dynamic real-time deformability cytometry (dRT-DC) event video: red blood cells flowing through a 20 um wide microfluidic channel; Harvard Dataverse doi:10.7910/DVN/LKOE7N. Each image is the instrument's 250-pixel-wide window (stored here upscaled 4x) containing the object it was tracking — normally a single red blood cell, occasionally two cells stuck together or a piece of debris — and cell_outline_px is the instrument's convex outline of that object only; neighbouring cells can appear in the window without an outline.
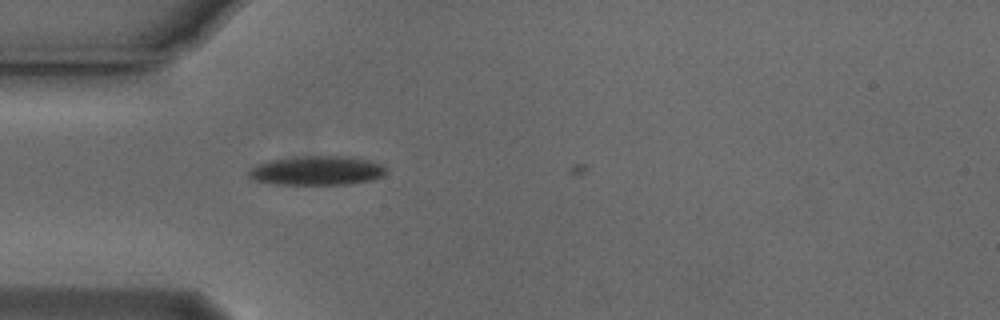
{"species": "Egyptian fruit bat (a non-hibernating species)", "species_latin": "Rousettus aegyptiacus", "temperature_condition": "cold", "stored_images_in_passage": 7, "camera_frame_rate_fps": 3000, "um_per_image_px": 0.085, "animal": {"sex": "male"}, "frame": {"image": 1, "passage_image": 6, "time_ms": 1.667, "image_size_px": [1000, 320], "cell_outline_px": [[388, 172], [372, 180], [348, 184], [276, 184], [256, 180], [248, 176], [248, 172], [252, 168], [268, 160], [296, 156], [344, 156], [368, 160], [380, 164], [388, 168]], "centroid_in_image_um": [26.96, 14.49], "position_along_channel_um": 58.0, "area_um2": 23.24}}